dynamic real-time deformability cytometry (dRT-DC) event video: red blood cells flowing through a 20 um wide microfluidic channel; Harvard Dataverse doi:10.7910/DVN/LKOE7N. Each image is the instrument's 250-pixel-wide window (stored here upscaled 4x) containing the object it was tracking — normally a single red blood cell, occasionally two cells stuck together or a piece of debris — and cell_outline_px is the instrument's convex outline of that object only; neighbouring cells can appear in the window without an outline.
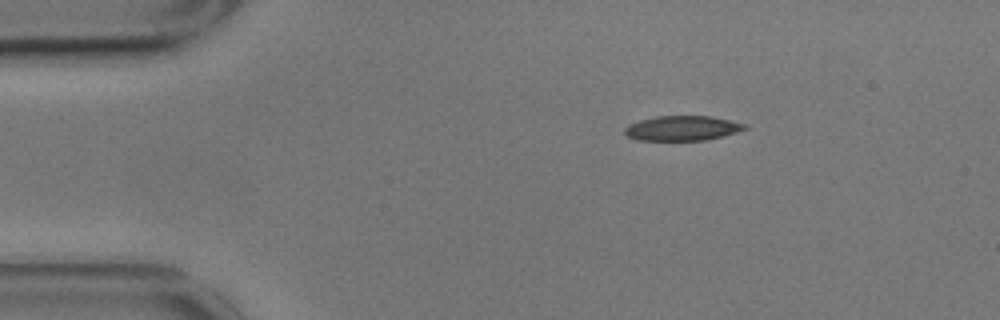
{"species": "common noctule bat (a hibernating species)", "species_latin": "Nyctalus noctula", "temperature_condition": "cold", "stored_images_in_passage": 48, "camera_frame_rate_fps": 3000, "um_per_image_px": 0.085, "animal": {"sex": "male", "body_mass_g": 17.9}, "frame": {"image": 1, "passage_image": 1, "time_ms": 0.0, "image_size_px": [1000, 320], "cell_outline_px": [[748, 128], [724, 136], [704, 140], [636, 140], [628, 136], [624, 132], [624, 128], [628, 124], [640, 120], [656, 116], [712, 116], [748, 124]], "centroid_in_image_um": [58.01, 10.89], "position_along_channel_um": 27.0, "area_um2": 17.46}}
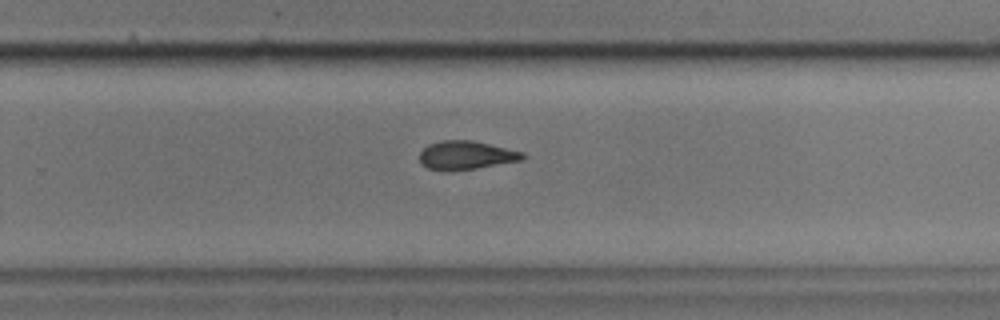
{"frame": {"image": 2, "passage_image": 28, "time_ms": 9.0, "image_size_px": [1000, 320], "cell_outline_px": [[528, 156], [524, 160], [452, 172], [448, 172], [428, 168], [420, 164], [420, 152], [428, 144], [440, 140], [472, 140], [524, 152]], "centroid_in_image_um": [39.62, 13.21], "position_along_channel_um": 290.2, "area_um2": 17.51}}
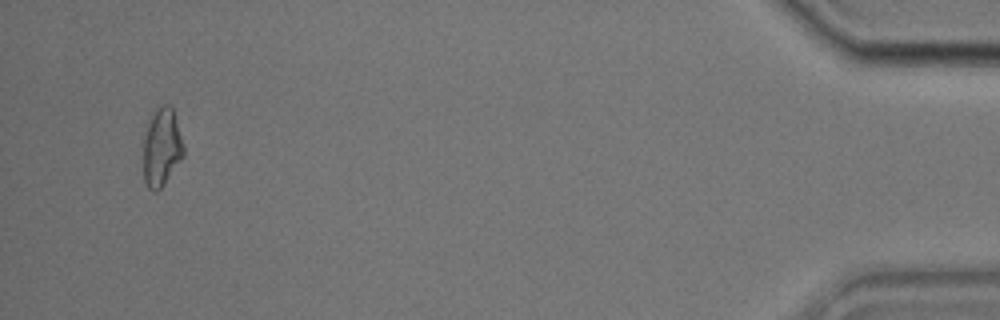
{"frame": {"image": 3, "passage_image": 46, "time_ms": 15.0, "image_size_px": [1000, 320], "cell_outline_px": [[184, 156], [164, 184], [156, 192], [152, 192], [144, 184], [140, 140], [156, 108], [164, 104], [168, 104], [172, 108], [184, 144]], "centroid_in_image_um": [13.68, 12.57], "position_along_channel_um": 421.5, "area_um2": 19.07}, "authors_computed_cell_mechanics": {"area_um2": 17.6579, "velocity_mm_per_s": 3.52, "shape_relaxation_time_tau1_ms": null, "shape_relaxation_time_tau2_ms": 6.6846, "deformation_change_tau1": null, "deformation_change_tau2": 0.137}}